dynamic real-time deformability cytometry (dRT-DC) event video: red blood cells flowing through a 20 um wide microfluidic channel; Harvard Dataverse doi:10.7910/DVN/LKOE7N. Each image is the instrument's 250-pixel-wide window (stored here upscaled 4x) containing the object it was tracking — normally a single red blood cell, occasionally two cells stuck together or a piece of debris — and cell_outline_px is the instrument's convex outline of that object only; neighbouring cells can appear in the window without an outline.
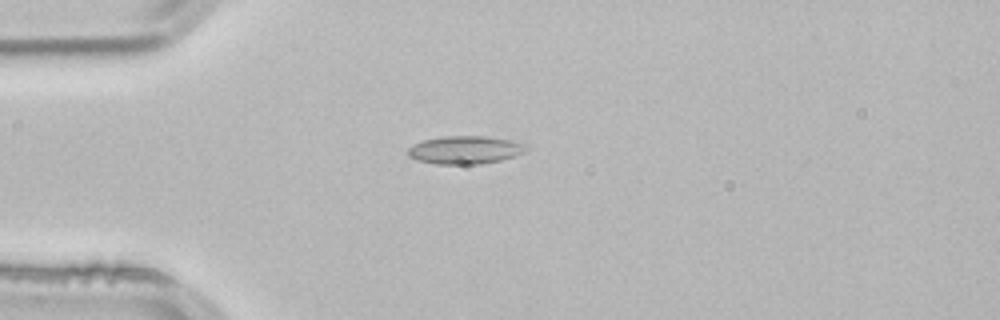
{"species": "common noctule bat (a hibernating species)", "species_latin": "Nyctalus noctula", "temperature_condition": "room temperature", "stored_images_in_passage": 40, "camera_frame_rate_fps": 3000, "um_per_image_px": 0.085, "animal": {"sex": "male", "body_mass_g": 21.5, "forearm_length_mm": 52.0}, "frame": {"image": 1, "passage_image": 1, "time_ms": 0.0, "image_size_px": [1000, 320], "cell_outline_px": [[528, 148], [524, 152], [500, 160], [480, 164], [436, 164], [416, 160], [408, 156], [408, 148], [412, 144], [424, 140], [444, 136], [484, 136], [512, 140], [528, 144]], "centroid_in_image_um": [39.52, 12.74], "position_along_channel_um": 45.5, "area_um2": 19.36}}
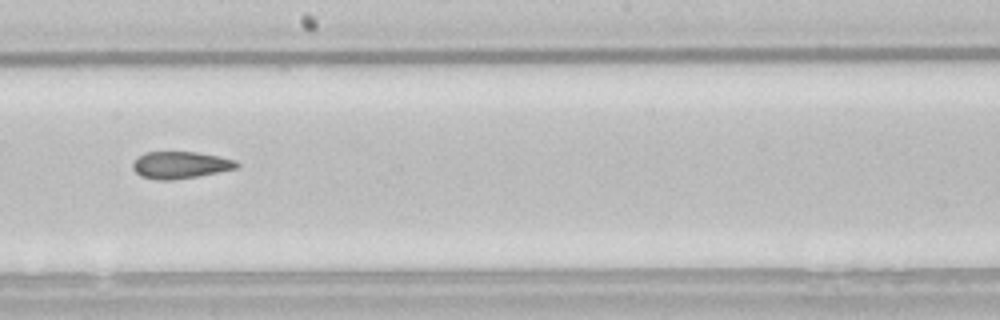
{"frame": {"image": 2, "passage_image": 17, "time_ms": 5.333, "image_size_px": [1000, 320], "cell_outline_px": [[240, 164], [236, 168], [196, 176], [172, 180], [156, 180], [140, 176], [132, 168], [132, 164], [136, 156], [144, 152], [196, 152], [220, 156], [236, 160]], "centroid_in_image_um": [15.28, 14.01], "position_along_channel_um": 232.9, "area_um2": 16.42}}
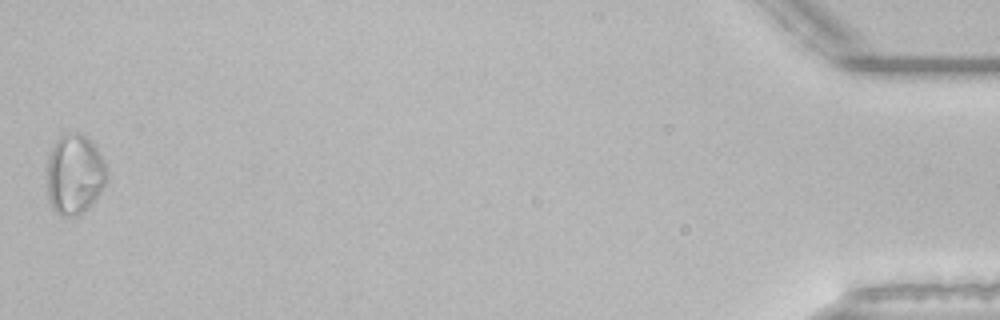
{"frame": {"image": 3, "passage_image": 40, "time_ms": 13.0, "image_size_px": [1000, 320], "cell_outline_px": [[108, 176], [100, 192], [76, 216], [60, 216], [52, 208], [48, 200], [48, 156], [56, 140], [64, 132], [76, 132], [84, 136], [96, 148], [104, 160], [108, 172]], "centroid_in_image_um": [6.32, 14.79], "position_along_channel_um": 428.9, "area_um2": 27.51}, "authors_computed_cell_mechanics": {"area_um2": 17.34, "velocity_mm_per_s": 3.833, "shape_relaxation_time_tau1_ms": null, "shape_relaxation_time_tau2_ms": 2.8532, "deformation_change_tau1": null, "deformation_change_tau2": 0.102}}